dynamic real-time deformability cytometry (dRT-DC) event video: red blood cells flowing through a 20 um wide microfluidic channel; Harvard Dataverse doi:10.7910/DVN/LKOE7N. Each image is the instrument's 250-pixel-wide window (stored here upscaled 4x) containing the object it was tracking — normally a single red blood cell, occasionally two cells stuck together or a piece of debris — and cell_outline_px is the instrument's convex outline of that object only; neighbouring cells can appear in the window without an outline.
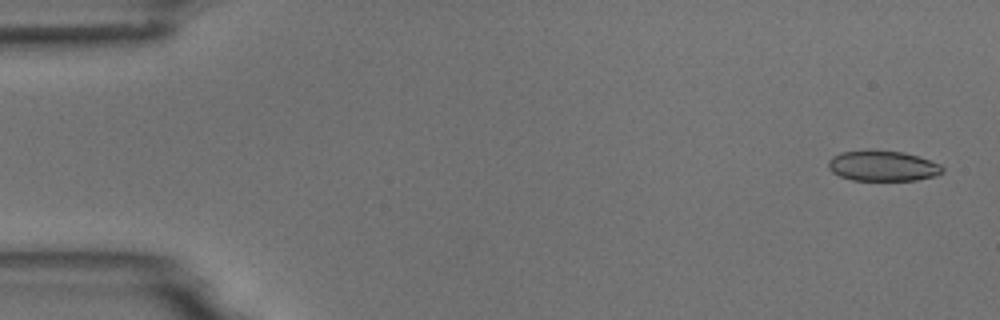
{"species": "common noctule bat (a hibernating species)", "species_latin": "Nyctalus noctula", "temperature_condition": "room temperature", "stored_images_in_passage": 5, "camera_frame_rate_fps": 3000, "um_per_image_px": 0.085, "animal": {"sex": "male", "body_mass_g": 18.8}, "frame": {"image": 1, "passage_image": 1, "time_ms": 0.0, "image_size_px": [1000, 320], "cell_outline_px": [[944, 172], [936, 176], [916, 180], [852, 180], [840, 176], [832, 172], [828, 168], [828, 160], [832, 156], [840, 152], [904, 152], [940, 164], [944, 168]], "centroid_in_image_um": [75.04, 14.13], "position_along_channel_um": 10.0, "area_um2": 19.77}}
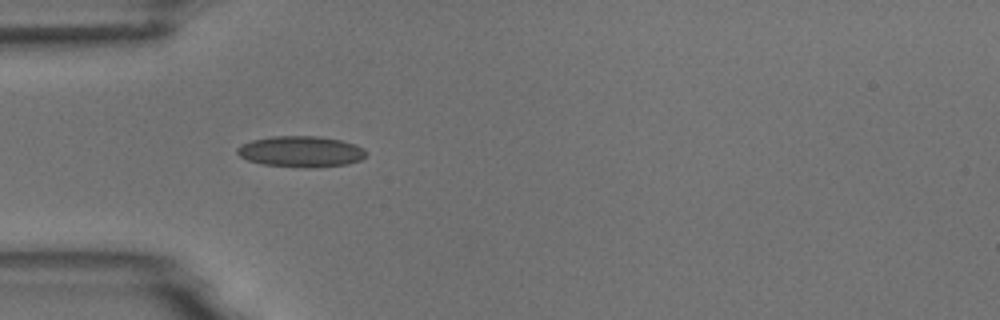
{"frame": {"image": 2, "passage_image": 5, "time_ms": 4.667, "image_size_px": [1000, 320], "cell_outline_px": [[368, 152], [360, 160], [348, 164], [312, 168], [308, 168], [260, 164], [248, 160], [240, 156], [236, 152], [236, 148], [252, 140], [272, 136], [316, 136], [340, 140], [356, 144], [364, 148]], "centroid_in_image_um": [25.6, 12.89], "position_along_channel_um": 59.4, "area_um2": 23.35}}